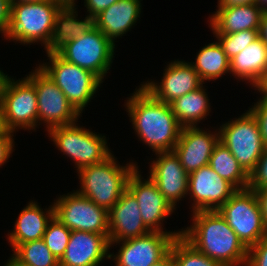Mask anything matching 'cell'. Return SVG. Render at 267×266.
Returning <instances> with one entry per match:
<instances>
[{
	"label": "cell",
	"instance_id": "cell-1",
	"mask_svg": "<svg viewBox=\"0 0 267 266\" xmlns=\"http://www.w3.org/2000/svg\"><path fill=\"white\" fill-rule=\"evenodd\" d=\"M140 86L125 103L134 131L153 152H171L177 144L182 126L170 104L157 100Z\"/></svg>",
	"mask_w": 267,
	"mask_h": 266
},
{
	"label": "cell",
	"instance_id": "cell-2",
	"mask_svg": "<svg viewBox=\"0 0 267 266\" xmlns=\"http://www.w3.org/2000/svg\"><path fill=\"white\" fill-rule=\"evenodd\" d=\"M182 236L198 251L222 266H246L248 248L216 211H195ZM245 264V265H244Z\"/></svg>",
	"mask_w": 267,
	"mask_h": 266
},
{
	"label": "cell",
	"instance_id": "cell-3",
	"mask_svg": "<svg viewBox=\"0 0 267 266\" xmlns=\"http://www.w3.org/2000/svg\"><path fill=\"white\" fill-rule=\"evenodd\" d=\"M117 163L114 155H111L102 163L79 169L81 189L76 191L109 211L127 189L129 176L138 167L137 162H129L125 166Z\"/></svg>",
	"mask_w": 267,
	"mask_h": 266
},
{
	"label": "cell",
	"instance_id": "cell-4",
	"mask_svg": "<svg viewBox=\"0 0 267 266\" xmlns=\"http://www.w3.org/2000/svg\"><path fill=\"white\" fill-rule=\"evenodd\" d=\"M65 3L63 0H42L11 4L6 40L26 45L41 42L45 48L53 32L56 14Z\"/></svg>",
	"mask_w": 267,
	"mask_h": 266
},
{
	"label": "cell",
	"instance_id": "cell-5",
	"mask_svg": "<svg viewBox=\"0 0 267 266\" xmlns=\"http://www.w3.org/2000/svg\"><path fill=\"white\" fill-rule=\"evenodd\" d=\"M76 124L57 126L47 131L56 148L74 161L76 170L102 163L113 154L104 135Z\"/></svg>",
	"mask_w": 267,
	"mask_h": 266
},
{
	"label": "cell",
	"instance_id": "cell-6",
	"mask_svg": "<svg viewBox=\"0 0 267 266\" xmlns=\"http://www.w3.org/2000/svg\"><path fill=\"white\" fill-rule=\"evenodd\" d=\"M49 63L39 67L66 95L68 101L81 114L103 81L90 70L69 63L58 54L47 56Z\"/></svg>",
	"mask_w": 267,
	"mask_h": 266
},
{
	"label": "cell",
	"instance_id": "cell-7",
	"mask_svg": "<svg viewBox=\"0 0 267 266\" xmlns=\"http://www.w3.org/2000/svg\"><path fill=\"white\" fill-rule=\"evenodd\" d=\"M219 134L220 142L229 149L239 165L249 175L265 149L254 115L247 110L235 120L222 124Z\"/></svg>",
	"mask_w": 267,
	"mask_h": 266
},
{
	"label": "cell",
	"instance_id": "cell-8",
	"mask_svg": "<svg viewBox=\"0 0 267 266\" xmlns=\"http://www.w3.org/2000/svg\"><path fill=\"white\" fill-rule=\"evenodd\" d=\"M218 212L247 248L267 238V229L253 190H237Z\"/></svg>",
	"mask_w": 267,
	"mask_h": 266
},
{
	"label": "cell",
	"instance_id": "cell-9",
	"mask_svg": "<svg viewBox=\"0 0 267 266\" xmlns=\"http://www.w3.org/2000/svg\"><path fill=\"white\" fill-rule=\"evenodd\" d=\"M54 217L71 231L109 235L108 210L77 191L54 200Z\"/></svg>",
	"mask_w": 267,
	"mask_h": 266
},
{
	"label": "cell",
	"instance_id": "cell-10",
	"mask_svg": "<svg viewBox=\"0 0 267 266\" xmlns=\"http://www.w3.org/2000/svg\"><path fill=\"white\" fill-rule=\"evenodd\" d=\"M26 78L34 85L37 94L38 123L44 122L47 131L57 126L78 122L81 114L40 67H35Z\"/></svg>",
	"mask_w": 267,
	"mask_h": 266
},
{
	"label": "cell",
	"instance_id": "cell-11",
	"mask_svg": "<svg viewBox=\"0 0 267 266\" xmlns=\"http://www.w3.org/2000/svg\"><path fill=\"white\" fill-rule=\"evenodd\" d=\"M115 45L98 29L73 39L58 55L65 61L90 70L102 81L110 70Z\"/></svg>",
	"mask_w": 267,
	"mask_h": 266
},
{
	"label": "cell",
	"instance_id": "cell-12",
	"mask_svg": "<svg viewBox=\"0 0 267 266\" xmlns=\"http://www.w3.org/2000/svg\"><path fill=\"white\" fill-rule=\"evenodd\" d=\"M1 107L7 129L36 130L38 125V100L34 85L24 77L15 81L8 78L2 96ZM18 128V129H17Z\"/></svg>",
	"mask_w": 267,
	"mask_h": 266
},
{
	"label": "cell",
	"instance_id": "cell-13",
	"mask_svg": "<svg viewBox=\"0 0 267 266\" xmlns=\"http://www.w3.org/2000/svg\"><path fill=\"white\" fill-rule=\"evenodd\" d=\"M180 235L151 231L140 237L110 242V246L120 245L118 253L110 254V259L113 258L115 266H151L170 252L174 239Z\"/></svg>",
	"mask_w": 267,
	"mask_h": 266
},
{
	"label": "cell",
	"instance_id": "cell-14",
	"mask_svg": "<svg viewBox=\"0 0 267 266\" xmlns=\"http://www.w3.org/2000/svg\"><path fill=\"white\" fill-rule=\"evenodd\" d=\"M188 193L193 199L192 211H216L237 189L220 177L209 165L188 175Z\"/></svg>",
	"mask_w": 267,
	"mask_h": 266
},
{
	"label": "cell",
	"instance_id": "cell-15",
	"mask_svg": "<svg viewBox=\"0 0 267 266\" xmlns=\"http://www.w3.org/2000/svg\"><path fill=\"white\" fill-rule=\"evenodd\" d=\"M138 167L129 176L127 189L135 196L144 224L151 231L169 234H182L181 231L167 232L163 230L162 222L174 212V208L164 198L156 184L148 177L142 179Z\"/></svg>",
	"mask_w": 267,
	"mask_h": 266
},
{
	"label": "cell",
	"instance_id": "cell-16",
	"mask_svg": "<svg viewBox=\"0 0 267 266\" xmlns=\"http://www.w3.org/2000/svg\"><path fill=\"white\" fill-rule=\"evenodd\" d=\"M209 131L202 130L198 126L181 129L173 152L188 175L209 164L214 147L220 141L219 131L216 130V133Z\"/></svg>",
	"mask_w": 267,
	"mask_h": 266
},
{
	"label": "cell",
	"instance_id": "cell-17",
	"mask_svg": "<svg viewBox=\"0 0 267 266\" xmlns=\"http://www.w3.org/2000/svg\"><path fill=\"white\" fill-rule=\"evenodd\" d=\"M167 65L160 83L147 81L141 84L157 100L170 104L176 98L192 92L205 84L191 63L175 60Z\"/></svg>",
	"mask_w": 267,
	"mask_h": 266
},
{
	"label": "cell",
	"instance_id": "cell-18",
	"mask_svg": "<svg viewBox=\"0 0 267 266\" xmlns=\"http://www.w3.org/2000/svg\"><path fill=\"white\" fill-rule=\"evenodd\" d=\"M155 155L157 157L151 163L149 178L176 209L177 202L188 195V174L173 151L157 152Z\"/></svg>",
	"mask_w": 267,
	"mask_h": 266
},
{
	"label": "cell",
	"instance_id": "cell-19",
	"mask_svg": "<svg viewBox=\"0 0 267 266\" xmlns=\"http://www.w3.org/2000/svg\"><path fill=\"white\" fill-rule=\"evenodd\" d=\"M109 235L71 231L60 266H99L105 257L110 259Z\"/></svg>",
	"mask_w": 267,
	"mask_h": 266
},
{
	"label": "cell",
	"instance_id": "cell-20",
	"mask_svg": "<svg viewBox=\"0 0 267 266\" xmlns=\"http://www.w3.org/2000/svg\"><path fill=\"white\" fill-rule=\"evenodd\" d=\"M109 242H120L148 234L135 196L126 189L108 211Z\"/></svg>",
	"mask_w": 267,
	"mask_h": 266
},
{
	"label": "cell",
	"instance_id": "cell-21",
	"mask_svg": "<svg viewBox=\"0 0 267 266\" xmlns=\"http://www.w3.org/2000/svg\"><path fill=\"white\" fill-rule=\"evenodd\" d=\"M77 6L75 2H66L55 17L53 32L46 50L47 56L58 54L73 39L97 28L96 16L87 15L85 19H77Z\"/></svg>",
	"mask_w": 267,
	"mask_h": 266
},
{
	"label": "cell",
	"instance_id": "cell-22",
	"mask_svg": "<svg viewBox=\"0 0 267 266\" xmlns=\"http://www.w3.org/2000/svg\"><path fill=\"white\" fill-rule=\"evenodd\" d=\"M141 0H119L96 16L97 28L115 45L140 18Z\"/></svg>",
	"mask_w": 267,
	"mask_h": 266
},
{
	"label": "cell",
	"instance_id": "cell-23",
	"mask_svg": "<svg viewBox=\"0 0 267 266\" xmlns=\"http://www.w3.org/2000/svg\"><path fill=\"white\" fill-rule=\"evenodd\" d=\"M217 8L216 12L209 16V27L214 34H231L260 28L263 9L257 4Z\"/></svg>",
	"mask_w": 267,
	"mask_h": 266
},
{
	"label": "cell",
	"instance_id": "cell-24",
	"mask_svg": "<svg viewBox=\"0 0 267 266\" xmlns=\"http://www.w3.org/2000/svg\"><path fill=\"white\" fill-rule=\"evenodd\" d=\"M45 210L46 213L35 201H30L24 207L15 222L14 230L7 237L12 251L19 244L43 238L48 223L54 217V205Z\"/></svg>",
	"mask_w": 267,
	"mask_h": 266
},
{
	"label": "cell",
	"instance_id": "cell-25",
	"mask_svg": "<svg viewBox=\"0 0 267 266\" xmlns=\"http://www.w3.org/2000/svg\"><path fill=\"white\" fill-rule=\"evenodd\" d=\"M267 71V45L259 36L230 60V73L254 87Z\"/></svg>",
	"mask_w": 267,
	"mask_h": 266
},
{
	"label": "cell",
	"instance_id": "cell-26",
	"mask_svg": "<svg viewBox=\"0 0 267 266\" xmlns=\"http://www.w3.org/2000/svg\"><path fill=\"white\" fill-rule=\"evenodd\" d=\"M173 114L182 127L197 126L205 119L210 109L208 94L203 85L198 89L176 98L170 103Z\"/></svg>",
	"mask_w": 267,
	"mask_h": 266
},
{
	"label": "cell",
	"instance_id": "cell-27",
	"mask_svg": "<svg viewBox=\"0 0 267 266\" xmlns=\"http://www.w3.org/2000/svg\"><path fill=\"white\" fill-rule=\"evenodd\" d=\"M200 79L216 80L230 72V60L218 41L205 45L197 54L195 62H190Z\"/></svg>",
	"mask_w": 267,
	"mask_h": 266
},
{
	"label": "cell",
	"instance_id": "cell-28",
	"mask_svg": "<svg viewBox=\"0 0 267 266\" xmlns=\"http://www.w3.org/2000/svg\"><path fill=\"white\" fill-rule=\"evenodd\" d=\"M208 165L237 190L248 187L249 175L239 165L229 149L220 141L214 147Z\"/></svg>",
	"mask_w": 267,
	"mask_h": 266
},
{
	"label": "cell",
	"instance_id": "cell-29",
	"mask_svg": "<svg viewBox=\"0 0 267 266\" xmlns=\"http://www.w3.org/2000/svg\"><path fill=\"white\" fill-rule=\"evenodd\" d=\"M11 259L20 266H60L43 239L19 244Z\"/></svg>",
	"mask_w": 267,
	"mask_h": 266
},
{
	"label": "cell",
	"instance_id": "cell-30",
	"mask_svg": "<svg viewBox=\"0 0 267 266\" xmlns=\"http://www.w3.org/2000/svg\"><path fill=\"white\" fill-rule=\"evenodd\" d=\"M170 252L175 266H222L198 251L182 235L174 239Z\"/></svg>",
	"mask_w": 267,
	"mask_h": 266
},
{
	"label": "cell",
	"instance_id": "cell-31",
	"mask_svg": "<svg viewBox=\"0 0 267 266\" xmlns=\"http://www.w3.org/2000/svg\"><path fill=\"white\" fill-rule=\"evenodd\" d=\"M229 60L259 37V29L243 30L231 34H215Z\"/></svg>",
	"mask_w": 267,
	"mask_h": 266
},
{
	"label": "cell",
	"instance_id": "cell-32",
	"mask_svg": "<svg viewBox=\"0 0 267 266\" xmlns=\"http://www.w3.org/2000/svg\"><path fill=\"white\" fill-rule=\"evenodd\" d=\"M70 234L71 230L53 217L48 223L42 239L52 254L60 260L65 253Z\"/></svg>",
	"mask_w": 267,
	"mask_h": 266
},
{
	"label": "cell",
	"instance_id": "cell-33",
	"mask_svg": "<svg viewBox=\"0 0 267 266\" xmlns=\"http://www.w3.org/2000/svg\"><path fill=\"white\" fill-rule=\"evenodd\" d=\"M267 186V146L260 159L257 161L254 170L249 174L248 189L257 190Z\"/></svg>",
	"mask_w": 267,
	"mask_h": 266
},
{
	"label": "cell",
	"instance_id": "cell-34",
	"mask_svg": "<svg viewBox=\"0 0 267 266\" xmlns=\"http://www.w3.org/2000/svg\"><path fill=\"white\" fill-rule=\"evenodd\" d=\"M249 111L256 118L263 143L267 146V98L261 97Z\"/></svg>",
	"mask_w": 267,
	"mask_h": 266
},
{
	"label": "cell",
	"instance_id": "cell-35",
	"mask_svg": "<svg viewBox=\"0 0 267 266\" xmlns=\"http://www.w3.org/2000/svg\"><path fill=\"white\" fill-rule=\"evenodd\" d=\"M246 266H267V238L248 248Z\"/></svg>",
	"mask_w": 267,
	"mask_h": 266
},
{
	"label": "cell",
	"instance_id": "cell-36",
	"mask_svg": "<svg viewBox=\"0 0 267 266\" xmlns=\"http://www.w3.org/2000/svg\"><path fill=\"white\" fill-rule=\"evenodd\" d=\"M85 7L88 9V15L97 16L106 8L119 0H84Z\"/></svg>",
	"mask_w": 267,
	"mask_h": 266
},
{
	"label": "cell",
	"instance_id": "cell-37",
	"mask_svg": "<svg viewBox=\"0 0 267 266\" xmlns=\"http://www.w3.org/2000/svg\"><path fill=\"white\" fill-rule=\"evenodd\" d=\"M10 1L0 0V33L4 38L7 37L9 20H10Z\"/></svg>",
	"mask_w": 267,
	"mask_h": 266
},
{
	"label": "cell",
	"instance_id": "cell-38",
	"mask_svg": "<svg viewBox=\"0 0 267 266\" xmlns=\"http://www.w3.org/2000/svg\"><path fill=\"white\" fill-rule=\"evenodd\" d=\"M13 133L9 137L0 138V167L7 162L13 152L14 147Z\"/></svg>",
	"mask_w": 267,
	"mask_h": 266
},
{
	"label": "cell",
	"instance_id": "cell-39",
	"mask_svg": "<svg viewBox=\"0 0 267 266\" xmlns=\"http://www.w3.org/2000/svg\"><path fill=\"white\" fill-rule=\"evenodd\" d=\"M257 196L264 225L267 229V186L253 190Z\"/></svg>",
	"mask_w": 267,
	"mask_h": 266
},
{
	"label": "cell",
	"instance_id": "cell-40",
	"mask_svg": "<svg viewBox=\"0 0 267 266\" xmlns=\"http://www.w3.org/2000/svg\"><path fill=\"white\" fill-rule=\"evenodd\" d=\"M250 4H257V0H218L217 7H234Z\"/></svg>",
	"mask_w": 267,
	"mask_h": 266
},
{
	"label": "cell",
	"instance_id": "cell-41",
	"mask_svg": "<svg viewBox=\"0 0 267 266\" xmlns=\"http://www.w3.org/2000/svg\"><path fill=\"white\" fill-rule=\"evenodd\" d=\"M259 36L267 45V10H263L261 20H260V28H259Z\"/></svg>",
	"mask_w": 267,
	"mask_h": 266
},
{
	"label": "cell",
	"instance_id": "cell-42",
	"mask_svg": "<svg viewBox=\"0 0 267 266\" xmlns=\"http://www.w3.org/2000/svg\"><path fill=\"white\" fill-rule=\"evenodd\" d=\"M255 90L261 92L263 94L262 97L267 98V71L264 73L260 81L254 86Z\"/></svg>",
	"mask_w": 267,
	"mask_h": 266
},
{
	"label": "cell",
	"instance_id": "cell-43",
	"mask_svg": "<svg viewBox=\"0 0 267 266\" xmlns=\"http://www.w3.org/2000/svg\"><path fill=\"white\" fill-rule=\"evenodd\" d=\"M11 134L12 132H10L6 127L3 110L0 105V138L9 137Z\"/></svg>",
	"mask_w": 267,
	"mask_h": 266
},
{
	"label": "cell",
	"instance_id": "cell-44",
	"mask_svg": "<svg viewBox=\"0 0 267 266\" xmlns=\"http://www.w3.org/2000/svg\"><path fill=\"white\" fill-rule=\"evenodd\" d=\"M151 266H175L171 252H169L162 260Z\"/></svg>",
	"mask_w": 267,
	"mask_h": 266
},
{
	"label": "cell",
	"instance_id": "cell-45",
	"mask_svg": "<svg viewBox=\"0 0 267 266\" xmlns=\"http://www.w3.org/2000/svg\"><path fill=\"white\" fill-rule=\"evenodd\" d=\"M9 77L10 76H8V74L6 75L2 72V70H0V105L2 102L3 90Z\"/></svg>",
	"mask_w": 267,
	"mask_h": 266
},
{
	"label": "cell",
	"instance_id": "cell-46",
	"mask_svg": "<svg viewBox=\"0 0 267 266\" xmlns=\"http://www.w3.org/2000/svg\"><path fill=\"white\" fill-rule=\"evenodd\" d=\"M10 4L13 3H28V2H37V1H42V0H9Z\"/></svg>",
	"mask_w": 267,
	"mask_h": 266
},
{
	"label": "cell",
	"instance_id": "cell-47",
	"mask_svg": "<svg viewBox=\"0 0 267 266\" xmlns=\"http://www.w3.org/2000/svg\"><path fill=\"white\" fill-rule=\"evenodd\" d=\"M257 5H259L263 10H267V0H257Z\"/></svg>",
	"mask_w": 267,
	"mask_h": 266
},
{
	"label": "cell",
	"instance_id": "cell-48",
	"mask_svg": "<svg viewBox=\"0 0 267 266\" xmlns=\"http://www.w3.org/2000/svg\"><path fill=\"white\" fill-rule=\"evenodd\" d=\"M4 266H20V265H17L11 258L8 259L6 265L4 264Z\"/></svg>",
	"mask_w": 267,
	"mask_h": 266
}]
</instances>
